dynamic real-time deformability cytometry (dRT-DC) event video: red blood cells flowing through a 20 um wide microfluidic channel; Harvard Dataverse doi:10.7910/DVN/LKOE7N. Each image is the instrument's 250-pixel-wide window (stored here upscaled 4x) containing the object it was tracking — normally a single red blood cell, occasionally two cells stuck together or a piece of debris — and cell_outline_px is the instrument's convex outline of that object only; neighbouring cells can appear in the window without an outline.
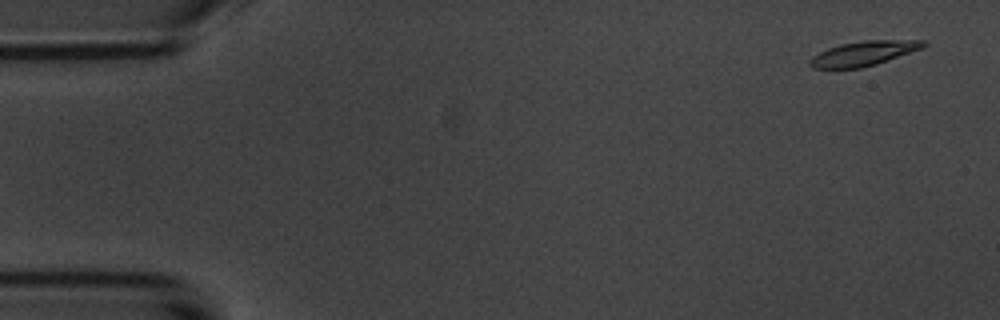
{"species": "common noctule bat (a hibernating species)", "species_latin": "Nyctalus noctula", "temperature_condition": "room temperature", "stored_images_in_passage": 4, "camera_frame_rate_fps": 3000, "um_per_image_px": 0.085, "animal": {"sex": "male", "body_mass_g": 20.1, "forearm_length_mm": 53.5}, "frame": {"image": 1, "passage_image": 1, "time_ms": 0.0, "image_size_px": [1000, 320], "cell_outline_px": [[928, 44], [924, 48], [876, 64], [860, 68], [812, 68], [808, 64], [808, 60], [812, 56], [828, 48], [840, 44], [864, 40], [928, 40]], "centroid_in_image_um": [73.44, 4.53], "position_along_channel_um": 11.6, "area_um2": 16.42}}
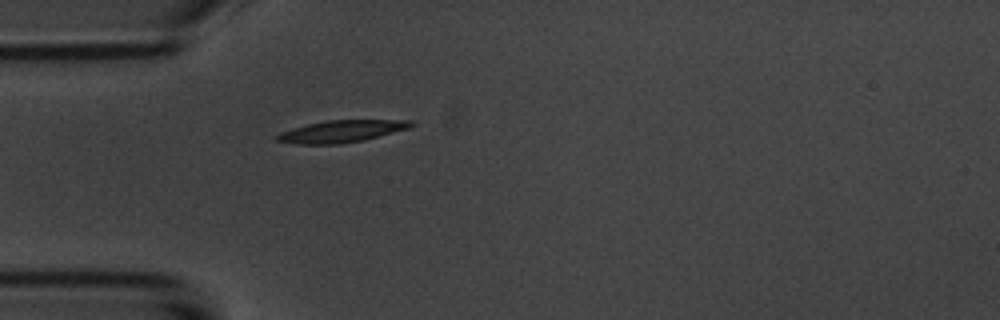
{"frame": {"image": 2, "passage_image": 4, "time_ms": 4.333, "image_size_px": [1000, 320], "cell_outline_px": [[416, 124], [408, 128], [364, 140], [340, 144], [296, 144], [276, 140], [272, 136], [280, 132], [292, 128], [308, 124], [328, 120], [412, 120]], "centroid_in_image_um": [28.99, 11.16], "position_along_channel_um": 56.0, "area_um2": 17.22}}